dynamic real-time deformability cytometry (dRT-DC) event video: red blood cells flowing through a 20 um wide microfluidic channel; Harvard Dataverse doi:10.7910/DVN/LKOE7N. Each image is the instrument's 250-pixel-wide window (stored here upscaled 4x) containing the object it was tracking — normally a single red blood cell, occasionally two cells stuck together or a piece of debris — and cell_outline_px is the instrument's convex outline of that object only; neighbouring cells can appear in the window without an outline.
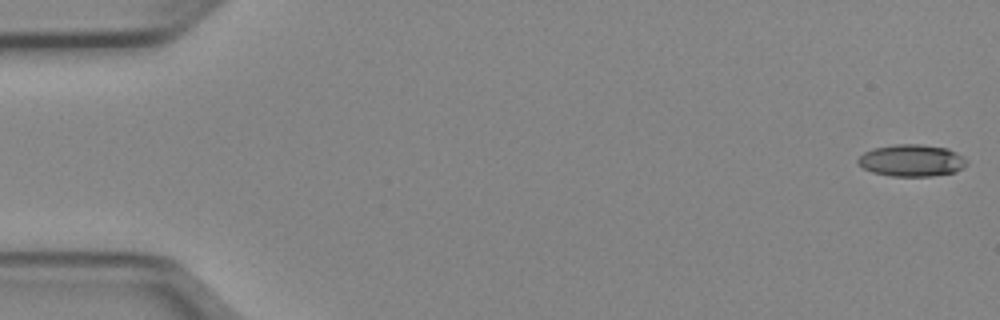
{"species": "Egyptian fruit bat (a non-hibernating species)", "species_latin": "Rousettus aegyptiacus", "temperature_condition": "cold", "stored_images_in_passage": 51, "camera_frame_rate_fps": 3000, "um_per_image_px": 0.085, "animal": {"sex": "female"}, "frame": {"image": 1, "passage_image": 1, "time_ms": 0.0, "image_size_px": [1000, 320], "cell_outline_px": [[968, 164], [964, 168], [956, 172], [932, 176], [892, 176], [872, 172], [864, 168], [856, 160], [864, 152], [872, 148], [896, 144], [920, 144], [948, 148], [964, 156], [968, 160]], "centroid_in_image_um": [77.54, 13.64], "position_along_channel_um": 7.5, "area_um2": 20.46}}
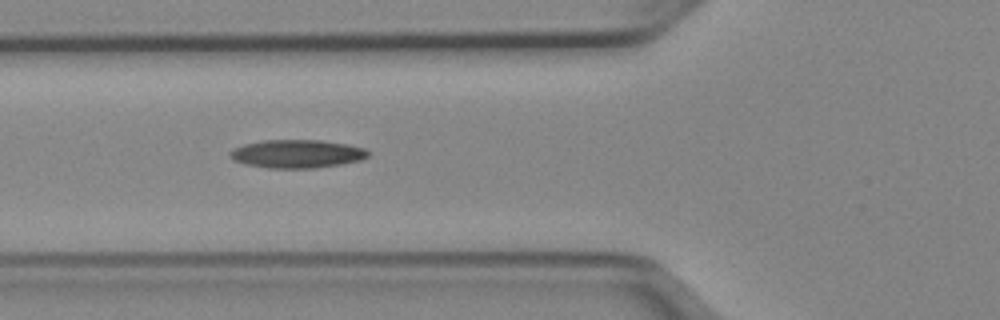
{"frame": {"image": 2, "passage_image": 19, "time_ms": 6.0, "image_size_px": [1000, 320], "cell_outline_px": [[368, 156], [360, 160], [340, 164], [316, 168], [268, 168], [244, 164], [232, 160], [228, 156], [228, 152], [232, 148], [244, 144], [264, 140], [324, 140], [348, 144], [364, 148], [368, 152]], "centroid_in_image_um": [25.19, 13.07], "position_along_channel_um": 100.6, "area_um2": 22.95}}
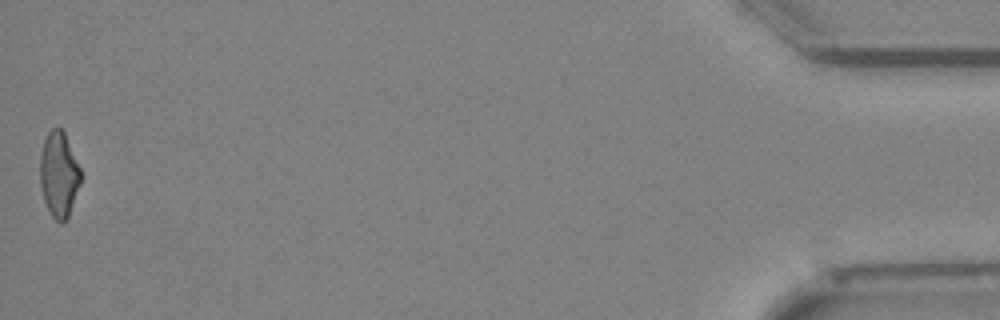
{"frame": {"image": 3, "passage_image": 51, "time_ms": 16.667, "image_size_px": [1000, 320], "cell_outline_px": [[80, 184], [68, 216], [60, 224], [52, 216], [44, 200], [40, 184], [40, 156], [44, 140], [48, 132], [52, 128], [60, 128], [64, 132], [80, 168]], "centroid_in_image_um": [4.99, 14.82], "position_along_channel_um": 430.2, "area_um2": 19.88}, "authors_computed_cell_mechanics": {"area_um2": 21.0392, "velocity_mm_per_s": 3.987, "shape_relaxation_time_tau1_ms": 9.524, "shape_relaxation_time_tau2_ms": 4.8214, "deformation_change_tau1": 0.2286, "deformation_change_tau2": 0.135}}